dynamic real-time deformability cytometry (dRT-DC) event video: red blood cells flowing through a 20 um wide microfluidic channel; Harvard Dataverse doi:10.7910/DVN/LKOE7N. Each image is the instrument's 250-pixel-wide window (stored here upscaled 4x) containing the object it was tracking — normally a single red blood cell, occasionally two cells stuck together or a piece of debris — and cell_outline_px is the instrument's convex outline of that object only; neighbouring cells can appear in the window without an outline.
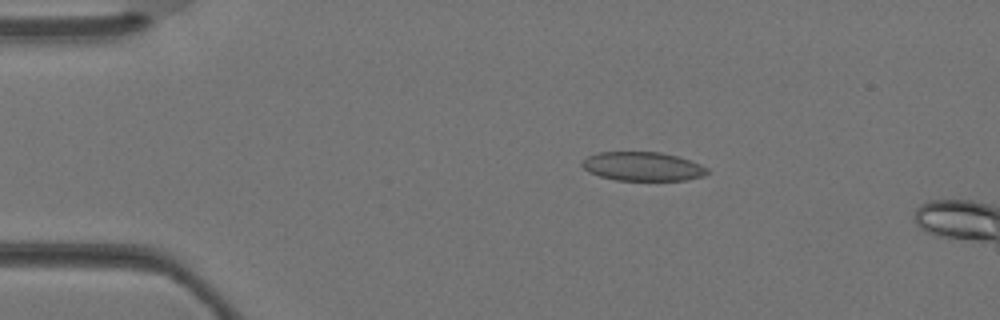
{"species": "Egyptian fruit bat (a non-hibernating species)", "species_latin": "Rousettus aegyptiacus", "temperature_condition": "warm", "stored_images_in_passage": 3, "camera_frame_rate_fps": 3000, "um_per_image_px": 0.085, "animal": {"sex": "female"}, "frame": {"image": 1, "passage_image": 2, "time_ms": 0.333, "image_size_px": [1000, 320], "cell_outline_px": [[708, 172], [704, 176], [688, 180], [616, 180], [600, 176], [588, 172], [580, 164], [588, 156], [600, 152], [660, 152], [676, 156], [700, 164], [708, 168]], "centroid_in_image_um": [54.63, 14.15], "position_along_channel_um": 30.4, "area_um2": 20.98}}